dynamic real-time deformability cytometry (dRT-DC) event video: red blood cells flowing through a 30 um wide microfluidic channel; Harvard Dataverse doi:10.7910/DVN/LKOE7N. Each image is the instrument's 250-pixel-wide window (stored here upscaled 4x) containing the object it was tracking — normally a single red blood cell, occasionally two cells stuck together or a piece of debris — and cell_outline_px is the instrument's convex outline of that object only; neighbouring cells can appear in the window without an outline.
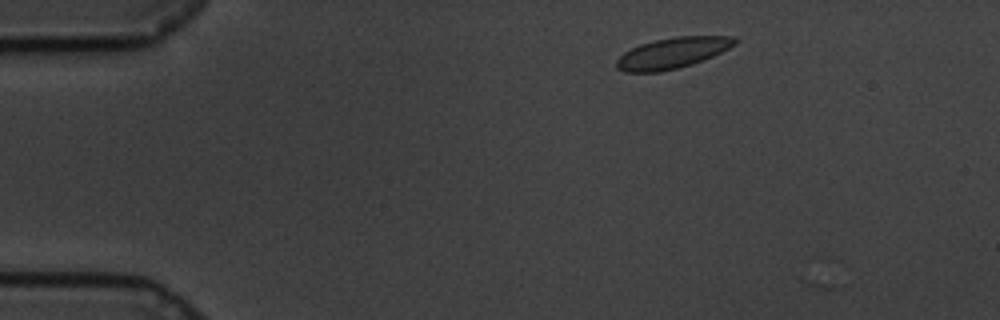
{"species": "common noctule bat (a hibernating species)", "species_latin": "Nyctalus noctula", "temperature_condition": "cold", "stored_images_in_passage": 33, "camera_frame_rate_fps": 3000, "um_per_image_px": 0.085, "animal": {"sex": "male", "body_mass_g": 19.5, "forearm_length_mm": 54.6}, "frame": {"image": 1, "passage_image": 5, "time_ms": 1.333, "image_size_px": [1000, 320], "cell_outline_px": [[740, 40], [736, 44], [712, 56], [692, 64], [660, 72], [624, 72], [616, 68], [616, 60], [624, 52], [640, 44], [652, 40], [676, 36], [736, 36]], "centroid_in_image_um": [57.15, 4.49], "position_along_channel_um": 27.8, "area_um2": 21.33}}
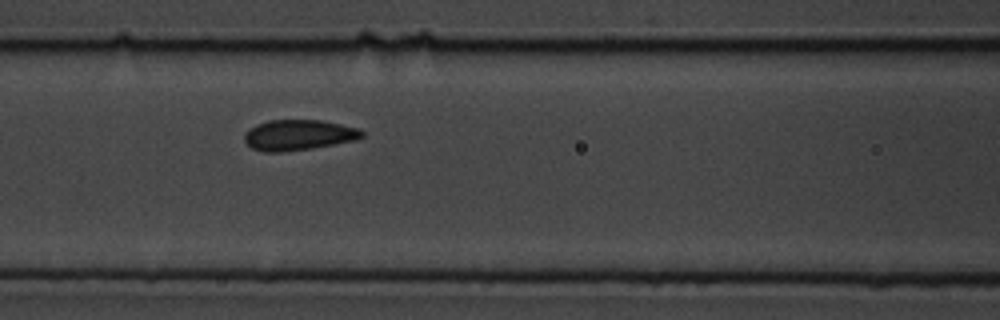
{"frame": {"image": 2, "passage_image": 21, "time_ms": 6.667, "image_size_px": [1000, 320], "cell_outline_px": [[364, 136], [356, 140], [312, 148], [280, 152], [264, 152], [252, 148], [244, 140], [244, 132], [256, 124], [268, 120], [320, 120], [360, 128], [364, 132]], "centroid_in_image_um": [25.37, 11.47], "position_along_channel_um": 141.2, "area_um2": 20.98}}
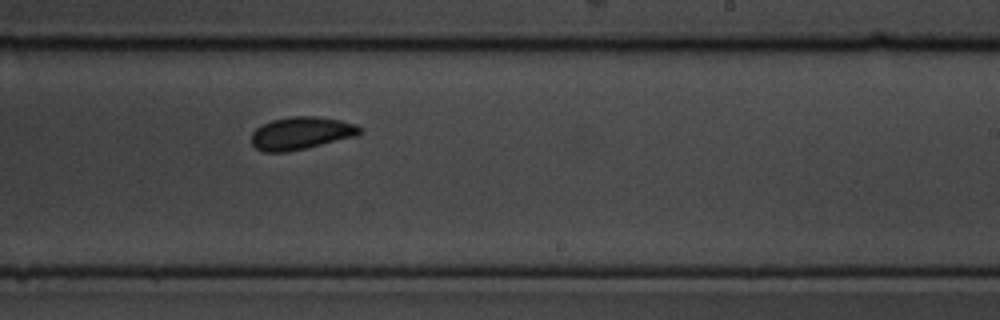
{"frame": {"image": 3, "passage_image": 32, "time_ms": 10.333, "image_size_px": [1000, 320], "cell_outline_px": [[364, 132], [356, 136], [288, 152], [264, 152], [256, 148], [252, 144], [252, 132], [256, 128], [272, 120], [288, 116], [316, 116], [340, 120], [356, 124]], "centroid_in_image_um": [25.6, 11.31], "position_along_channel_um": 263.4, "area_um2": 20.58}}